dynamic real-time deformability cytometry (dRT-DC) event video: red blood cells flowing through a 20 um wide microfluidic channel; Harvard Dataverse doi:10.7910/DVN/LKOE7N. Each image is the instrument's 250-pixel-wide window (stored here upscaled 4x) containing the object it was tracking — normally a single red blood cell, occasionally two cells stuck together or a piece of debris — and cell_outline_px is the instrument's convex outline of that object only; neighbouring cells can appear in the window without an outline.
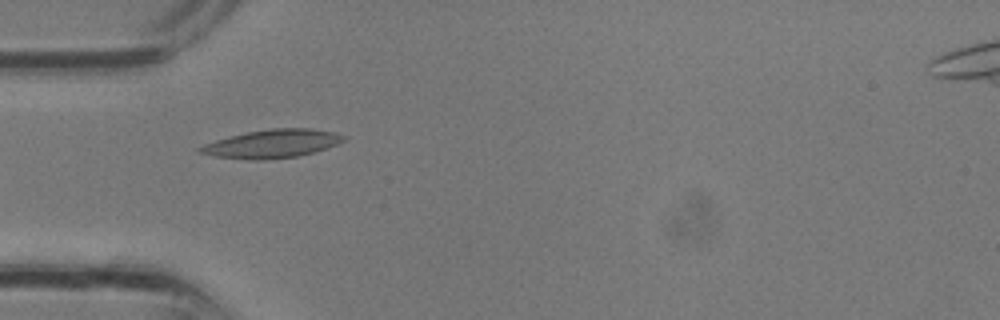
{"species": "common noctule bat (a hibernating species)", "species_latin": "Nyctalus noctula", "temperature_condition": "room temperature", "stored_images_in_passage": 4, "camera_frame_rate_fps": 3000, "um_per_image_px": 0.085, "animal": {"sex": "male", "body_mass_g": 13.3}, "frame": {"image": 1, "passage_image": 4, "time_ms": 1.0, "image_size_px": [1000, 320], "cell_outline_px": [[348, 136], [344, 140], [336, 144], [312, 152], [296, 156], [264, 160], [252, 160], [212, 156], [196, 152], [196, 148], [204, 144], [228, 136], [248, 132], [272, 128], [308, 128], [336, 132]], "centroid_in_image_um": [23.08, 12.21], "position_along_channel_um": 61.9, "area_um2": 23.7}}